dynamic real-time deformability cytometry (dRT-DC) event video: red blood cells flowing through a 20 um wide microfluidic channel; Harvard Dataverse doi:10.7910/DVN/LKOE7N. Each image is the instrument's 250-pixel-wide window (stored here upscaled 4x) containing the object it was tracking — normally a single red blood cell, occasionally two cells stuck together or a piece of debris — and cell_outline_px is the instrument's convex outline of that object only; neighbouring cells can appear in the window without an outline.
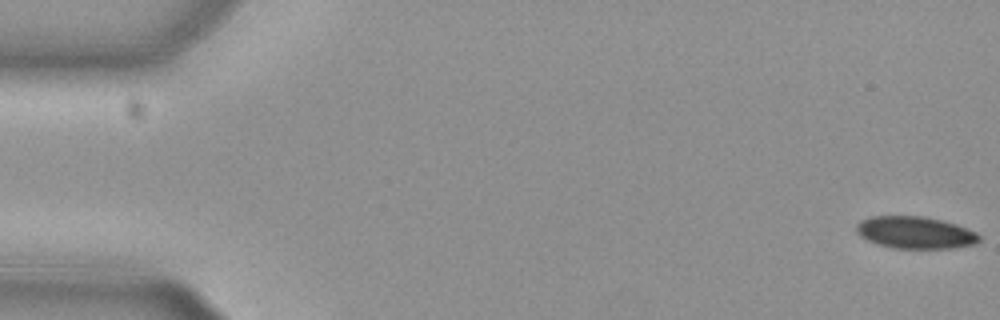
{"species": "common noctule bat (a hibernating species)", "species_latin": "Nyctalus noctula", "temperature_condition": "cold", "stored_images_in_passage": 17, "camera_frame_rate_fps": 3000, "um_per_image_px": 0.085, "animal": {"sex": "female", "body_mass_g": 29.2, "forearm_length_mm": 56.3}, "frame": {"image": 1, "passage_image": 1, "time_ms": 0.0, "image_size_px": [1000, 320], "cell_outline_px": [[980, 240], [976, 244], [956, 248], [892, 248], [876, 244], [860, 236], [856, 232], [856, 224], [860, 220], [872, 216], [924, 216], [956, 224], [976, 232], [980, 236]], "centroid_in_image_um": [77.78, 19.77], "position_along_channel_um": 7.2, "area_um2": 23.12}}